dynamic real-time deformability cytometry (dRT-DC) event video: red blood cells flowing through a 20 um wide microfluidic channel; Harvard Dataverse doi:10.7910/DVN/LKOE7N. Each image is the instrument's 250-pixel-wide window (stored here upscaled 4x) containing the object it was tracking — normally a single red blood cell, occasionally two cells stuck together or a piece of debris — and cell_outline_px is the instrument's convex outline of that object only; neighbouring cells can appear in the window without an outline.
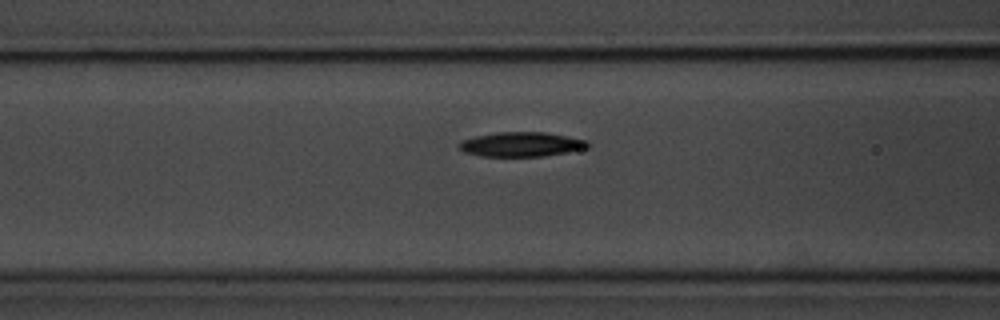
{"species": "common noctule bat (a hibernating species)", "species_latin": "Nyctalus noctula", "temperature_condition": "room temperature", "stored_images_in_passage": 37, "camera_frame_rate_fps": 3000, "um_per_image_px": 0.085, "animal": {"sex": "male", "body_mass_g": 20.1, "forearm_length_mm": 53.5}, "frame": {"image": 1, "passage_image": 5, "time_ms": 1.333, "image_size_px": [1000, 320], "cell_outline_px": [[592, 144], [588, 148], [544, 156], [480, 156], [464, 152], [456, 148], [464, 140], [476, 136], [496, 132], [544, 132], [588, 140]], "centroid_in_image_um": [44.34, 12.27], "position_along_channel_um": 122.3, "area_um2": 18.38}}
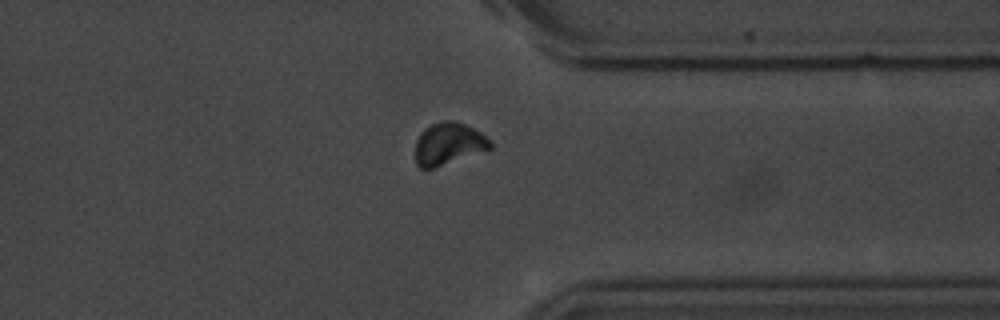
{"frame": {"image": 2, "passage_image": 26, "time_ms": 8.333, "image_size_px": [1000, 320], "cell_outline_px": [[492, 148], [432, 168], [420, 168], [416, 164], [416, 140], [420, 132], [424, 128], [440, 120], [456, 120], [480, 132], [492, 140]], "centroid_in_image_um": [38.12, 12.19], "position_along_channel_um": 373.3, "area_um2": 18.32}}
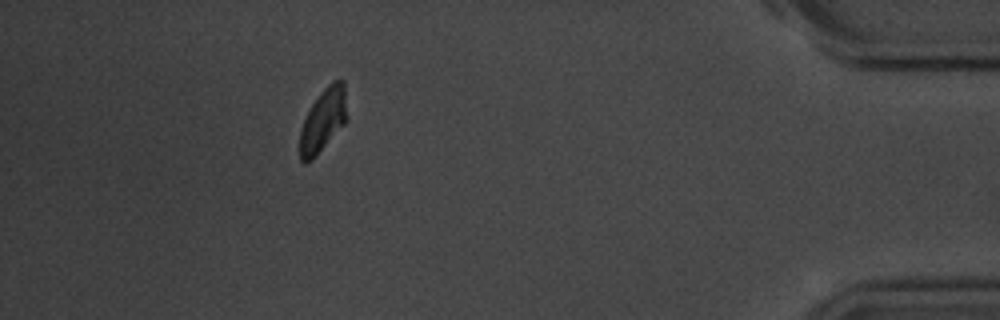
{"frame": {"image": 3, "passage_image": 33, "time_ms": 10.667, "image_size_px": [1000, 320], "cell_outline_px": [[348, 120], [312, 160], [304, 164], [300, 160], [300, 128], [312, 104], [320, 92], [332, 80], [340, 76], [344, 80]], "centroid_in_image_um": [27.5, 10.17], "position_along_channel_um": 407.7, "area_um2": 17.63}}